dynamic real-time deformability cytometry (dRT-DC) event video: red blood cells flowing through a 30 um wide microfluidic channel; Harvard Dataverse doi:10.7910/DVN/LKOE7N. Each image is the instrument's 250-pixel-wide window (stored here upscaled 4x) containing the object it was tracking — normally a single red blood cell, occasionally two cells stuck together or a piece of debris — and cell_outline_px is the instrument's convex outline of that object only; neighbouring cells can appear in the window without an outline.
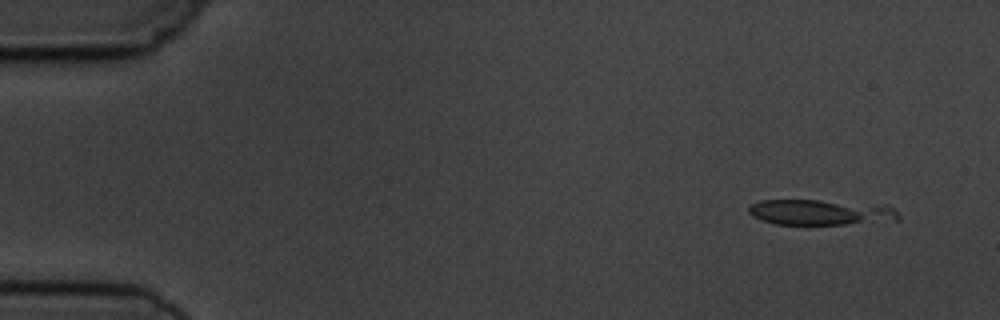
{"species": "common noctule bat (a hibernating species)", "species_latin": "Nyctalus noctula", "temperature_condition": "cold", "stored_images_in_passage": 6, "camera_frame_rate_fps": 3000, "um_per_image_px": 0.085, "animal": {"sex": "male", "body_mass_g": 19.5, "forearm_length_mm": 54.6}, "frame": {"image": 1, "passage_image": 2, "time_ms": 1.0, "image_size_px": [1000, 320], "cell_outline_px": [[900, 220], [844, 224], [776, 224], [752, 216], [748, 212], [748, 204], [760, 200], [820, 200], [888, 204], [900, 216]], "centroid_in_image_um": [69.77, 18.02], "position_along_channel_um": 15.2, "area_um2": 22.54}}